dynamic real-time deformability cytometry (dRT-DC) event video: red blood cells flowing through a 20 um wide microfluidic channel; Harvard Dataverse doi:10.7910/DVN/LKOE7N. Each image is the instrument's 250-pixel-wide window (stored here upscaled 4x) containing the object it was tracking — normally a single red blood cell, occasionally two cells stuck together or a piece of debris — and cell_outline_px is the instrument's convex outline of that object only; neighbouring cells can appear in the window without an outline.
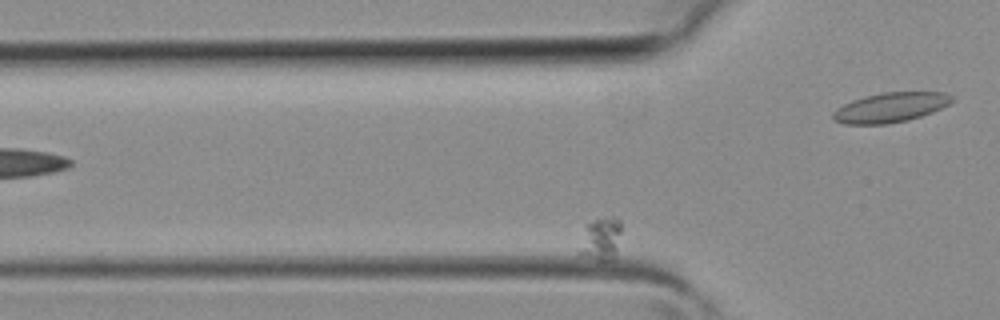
{"species": "common noctule bat (a hibernating species)", "species_latin": "Nyctalus noctula", "temperature_condition": "room temperature", "stored_images_in_passage": 12, "segment_of_instrument_passage": [2, 2], "camera_frame_rate_fps": 3000, "um_per_image_px": 0.085, "animal": {"sex": "female", "body_mass_g": 19.3, "forearm_length_mm": 54.1}, "frame": {"image": 1, "passage_image": 5, "time_ms": 1.333, "image_size_px": [1000, 320], "cell_outline_px": [[620, 232], [616, 252], [612, 260], [600, 260], [576, 252], [584, 224], [592, 220], [616, 216], [620, 220]], "centroid_in_image_um": [51.01, 20.27], "position_along_channel_um": 74.8, "area_um2": 10.64}}
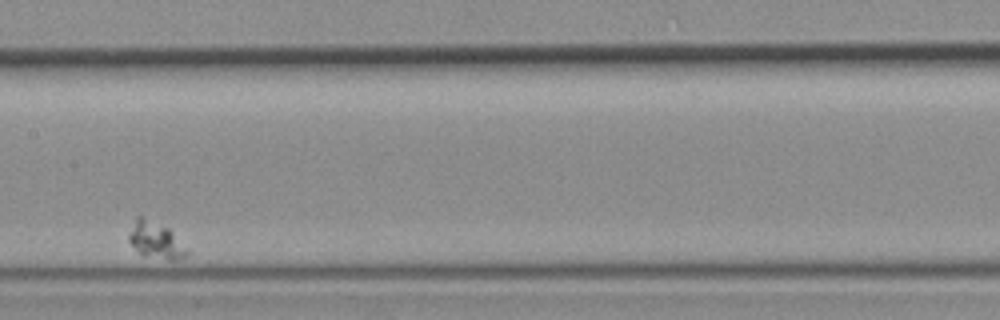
{"frame": {"image": 2, "passage_image": 8, "time_ms": 2.333, "image_size_px": [1000, 320], "cell_outline_px": [[188, 252], [184, 256], [176, 260], [168, 260], [144, 256], [128, 240], [128, 236], [136, 216], [140, 216], [168, 228], [172, 232]], "centroid_in_image_um": [13.2, 20.43], "position_along_channel_um": 194.2, "area_um2": 11.85}}
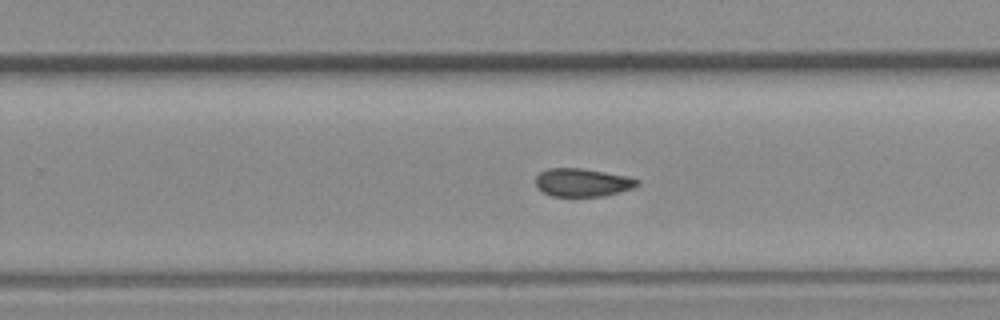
{"frame": {"image": 3, "passage_image": 11, "time_ms": 3.333, "image_size_px": [1000, 320], "cell_outline_px": [[640, 184], [636, 188], [604, 196], [552, 196], [536, 188], [536, 176], [540, 172], [548, 168], [580, 168], [628, 176], [640, 180]], "centroid_in_image_um": [49.54, 15.51], "position_along_channel_um": 280.3, "area_um2": 16.82}}